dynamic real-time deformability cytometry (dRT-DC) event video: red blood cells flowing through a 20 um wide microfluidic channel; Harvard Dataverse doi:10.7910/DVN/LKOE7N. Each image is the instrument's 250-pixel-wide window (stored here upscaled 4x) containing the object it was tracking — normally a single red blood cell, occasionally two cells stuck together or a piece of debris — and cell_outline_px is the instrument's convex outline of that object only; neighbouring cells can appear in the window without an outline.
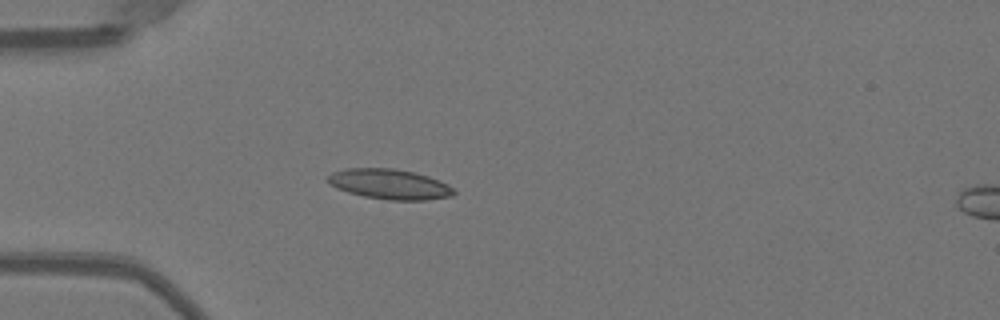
{"species": "Egyptian fruit bat (a non-hibernating species)", "species_latin": "Rousettus aegyptiacus", "temperature_condition": "warm", "stored_images_in_passage": 37, "camera_frame_rate_fps": 3000, "um_per_image_px": 0.085, "animal": {"sex": "female"}, "frame": {"image": 1, "passage_image": 1, "time_ms": 0.0, "image_size_px": [1000, 320], "cell_outline_px": [[456, 192], [452, 196], [424, 200], [388, 200], [364, 196], [348, 192], [336, 188], [328, 180], [328, 176], [332, 172], [348, 168], [396, 168], [416, 172], [428, 176], [448, 184], [456, 188]], "centroid_in_image_um": [33.16, 15.65], "position_along_channel_um": 51.8, "area_um2": 22.2}}
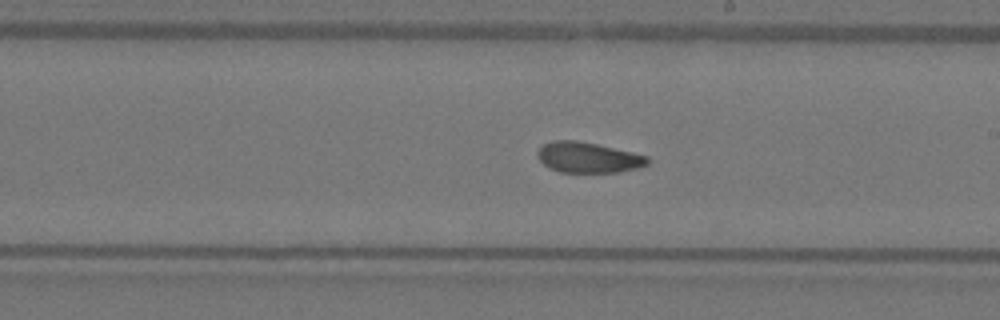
{"frame": {"image": 2, "passage_image": 16, "time_ms": 5.0, "image_size_px": [1000, 320], "cell_outline_px": [[648, 164], [636, 168], [620, 172], [560, 172], [544, 164], [536, 156], [536, 152], [540, 144], [552, 140], [576, 140], [596, 144], [632, 152], [648, 156]], "centroid_in_image_um": [49.94, 13.37], "position_along_channel_um": 239.1, "area_um2": 19.59}}
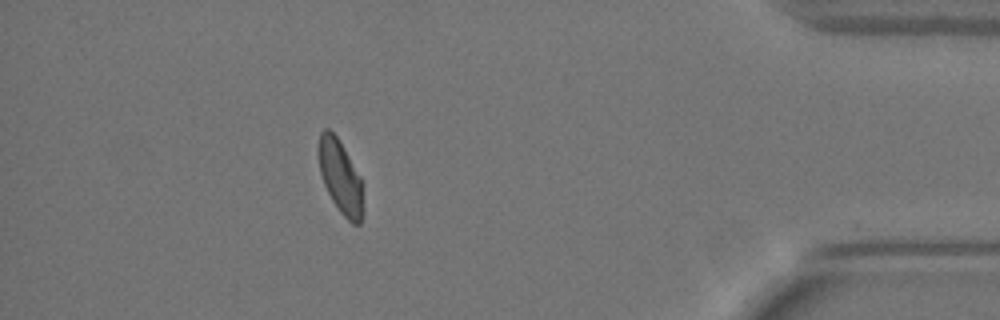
{"frame": {"image": 3, "passage_image": 32, "time_ms": 10.333, "image_size_px": [1000, 320], "cell_outline_px": [[364, 184], [360, 224], [352, 224], [340, 212], [332, 200], [324, 184], [320, 172], [316, 152], [316, 148], [320, 132], [324, 128], [328, 128], [336, 136], [360, 176]], "centroid_in_image_um": [28.9, 15.0], "position_along_channel_um": 406.3, "area_um2": 19.19}, "authors_computed_cell_mechanics": {"area_um2": 20.1722, "velocity_mm_per_s": 3.9901, "shape_relaxation_time_tau1_ms": 7.3842, "shape_relaxation_time_tau2_ms": 2.1424, "deformation_change_tau1": 0.1658, "deformation_change_tau2": 0.0751}}